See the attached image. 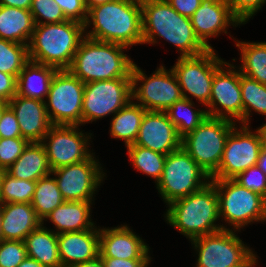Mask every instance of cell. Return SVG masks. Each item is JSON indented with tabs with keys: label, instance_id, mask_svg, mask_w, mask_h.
<instances>
[{
	"label": "cell",
	"instance_id": "52",
	"mask_svg": "<svg viewBox=\"0 0 266 267\" xmlns=\"http://www.w3.org/2000/svg\"><path fill=\"white\" fill-rule=\"evenodd\" d=\"M259 129H260V131L262 133V136H263V144H264V147L266 148V124H264L263 126H261Z\"/></svg>",
	"mask_w": 266,
	"mask_h": 267
},
{
	"label": "cell",
	"instance_id": "14",
	"mask_svg": "<svg viewBox=\"0 0 266 267\" xmlns=\"http://www.w3.org/2000/svg\"><path fill=\"white\" fill-rule=\"evenodd\" d=\"M131 78L93 81L85 84L82 103V124L116 114L132 99Z\"/></svg>",
	"mask_w": 266,
	"mask_h": 267
},
{
	"label": "cell",
	"instance_id": "23",
	"mask_svg": "<svg viewBox=\"0 0 266 267\" xmlns=\"http://www.w3.org/2000/svg\"><path fill=\"white\" fill-rule=\"evenodd\" d=\"M1 207L3 240L23 241L42 224L31 203H5Z\"/></svg>",
	"mask_w": 266,
	"mask_h": 267
},
{
	"label": "cell",
	"instance_id": "54",
	"mask_svg": "<svg viewBox=\"0 0 266 267\" xmlns=\"http://www.w3.org/2000/svg\"><path fill=\"white\" fill-rule=\"evenodd\" d=\"M1 223H2V207L0 203V242L3 240L2 231H1Z\"/></svg>",
	"mask_w": 266,
	"mask_h": 267
},
{
	"label": "cell",
	"instance_id": "28",
	"mask_svg": "<svg viewBox=\"0 0 266 267\" xmlns=\"http://www.w3.org/2000/svg\"><path fill=\"white\" fill-rule=\"evenodd\" d=\"M23 241L29 258L35 259L44 267H62L57 234L45 229L43 223L30 232Z\"/></svg>",
	"mask_w": 266,
	"mask_h": 267
},
{
	"label": "cell",
	"instance_id": "20",
	"mask_svg": "<svg viewBox=\"0 0 266 267\" xmlns=\"http://www.w3.org/2000/svg\"><path fill=\"white\" fill-rule=\"evenodd\" d=\"M8 105L16 115L21 137L30 143L42 142L48 130L53 126L48 117L45 102L16 94Z\"/></svg>",
	"mask_w": 266,
	"mask_h": 267
},
{
	"label": "cell",
	"instance_id": "22",
	"mask_svg": "<svg viewBox=\"0 0 266 267\" xmlns=\"http://www.w3.org/2000/svg\"><path fill=\"white\" fill-rule=\"evenodd\" d=\"M58 251L62 267H72L100 255L99 229L57 234Z\"/></svg>",
	"mask_w": 266,
	"mask_h": 267
},
{
	"label": "cell",
	"instance_id": "55",
	"mask_svg": "<svg viewBox=\"0 0 266 267\" xmlns=\"http://www.w3.org/2000/svg\"><path fill=\"white\" fill-rule=\"evenodd\" d=\"M6 170L0 168V190H1V185H2V180L5 175Z\"/></svg>",
	"mask_w": 266,
	"mask_h": 267
},
{
	"label": "cell",
	"instance_id": "51",
	"mask_svg": "<svg viewBox=\"0 0 266 267\" xmlns=\"http://www.w3.org/2000/svg\"><path fill=\"white\" fill-rule=\"evenodd\" d=\"M110 1H113V0H85V5L87 8V11H89L91 8L95 6H98V5H101V4L110 2Z\"/></svg>",
	"mask_w": 266,
	"mask_h": 267
},
{
	"label": "cell",
	"instance_id": "44",
	"mask_svg": "<svg viewBox=\"0 0 266 267\" xmlns=\"http://www.w3.org/2000/svg\"><path fill=\"white\" fill-rule=\"evenodd\" d=\"M17 94V78L0 71V101L9 102Z\"/></svg>",
	"mask_w": 266,
	"mask_h": 267
},
{
	"label": "cell",
	"instance_id": "53",
	"mask_svg": "<svg viewBox=\"0 0 266 267\" xmlns=\"http://www.w3.org/2000/svg\"><path fill=\"white\" fill-rule=\"evenodd\" d=\"M8 103L7 102H2L0 101V120H1V117H2V114L4 112V110L8 107Z\"/></svg>",
	"mask_w": 266,
	"mask_h": 267
},
{
	"label": "cell",
	"instance_id": "9",
	"mask_svg": "<svg viewBox=\"0 0 266 267\" xmlns=\"http://www.w3.org/2000/svg\"><path fill=\"white\" fill-rule=\"evenodd\" d=\"M198 251L196 267H254L256 256L231 230L191 240Z\"/></svg>",
	"mask_w": 266,
	"mask_h": 267
},
{
	"label": "cell",
	"instance_id": "10",
	"mask_svg": "<svg viewBox=\"0 0 266 267\" xmlns=\"http://www.w3.org/2000/svg\"><path fill=\"white\" fill-rule=\"evenodd\" d=\"M85 83L69 70H57L52 78L45 102L52 125L82 124V103ZM51 109V110H49Z\"/></svg>",
	"mask_w": 266,
	"mask_h": 267
},
{
	"label": "cell",
	"instance_id": "7",
	"mask_svg": "<svg viewBox=\"0 0 266 267\" xmlns=\"http://www.w3.org/2000/svg\"><path fill=\"white\" fill-rule=\"evenodd\" d=\"M216 188L219 214L236 229L254 221L266 220V199L241 186L234 179L210 181Z\"/></svg>",
	"mask_w": 266,
	"mask_h": 267
},
{
	"label": "cell",
	"instance_id": "3",
	"mask_svg": "<svg viewBox=\"0 0 266 267\" xmlns=\"http://www.w3.org/2000/svg\"><path fill=\"white\" fill-rule=\"evenodd\" d=\"M83 33L85 25L74 20L35 25L28 45L29 60L68 70L84 38Z\"/></svg>",
	"mask_w": 266,
	"mask_h": 267
},
{
	"label": "cell",
	"instance_id": "21",
	"mask_svg": "<svg viewBox=\"0 0 266 267\" xmlns=\"http://www.w3.org/2000/svg\"><path fill=\"white\" fill-rule=\"evenodd\" d=\"M99 249L101 257L151 259L149 247L126 225L99 229Z\"/></svg>",
	"mask_w": 266,
	"mask_h": 267
},
{
	"label": "cell",
	"instance_id": "48",
	"mask_svg": "<svg viewBox=\"0 0 266 267\" xmlns=\"http://www.w3.org/2000/svg\"><path fill=\"white\" fill-rule=\"evenodd\" d=\"M72 267H105L102 257L99 255L97 258L84 262V263H80L77 265H74Z\"/></svg>",
	"mask_w": 266,
	"mask_h": 267
},
{
	"label": "cell",
	"instance_id": "31",
	"mask_svg": "<svg viewBox=\"0 0 266 267\" xmlns=\"http://www.w3.org/2000/svg\"><path fill=\"white\" fill-rule=\"evenodd\" d=\"M236 46L241 50L240 72L266 85V43L239 42Z\"/></svg>",
	"mask_w": 266,
	"mask_h": 267
},
{
	"label": "cell",
	"instance_id": "41",
	"mask_svg": "<svg viewBox=\"0 0 266 267\" xmlns=\"http://www.w3.org/2000/svg\"><path fill=\"white\" fill-rule=\"evenodd\" d=\"M232 14L242 23L251 18L266 0H225Z\"/></svg>",
	"mask_w": 266,
	"mask_h": 267
},
{
	"label": "cell",
	"instance_id": "46",
	"mask_svg": "<svg viewBox=\"0 0 266 267\" xmlns=\"http://www.w3.org/2000/svg\"><path fill=\"white\" fill-rule=\"evenodd\" d=\"M179 14L191 17L201 5V0H166Z\"/></svg>",
	"mask_w": 266,
	"mask_h": 267
},
{
	"label": "cell",
	"instance_id": "38",
	"mask_svg": "<svg viewBox=\"0 0 266 267\" xmlns=\"http://www.w3.org/2000/svg\"><path fill=\"white\" fill-rule=\"evenodd\" d=\"M26 257L24 241L2 240L0 242V267H18Z\"/></svg>",
	"mask_w": 266,
	"mask_h": 267
},
{
	"label": "cell",
	"instance_id": "17",
	"mask_svg": "<svg viewBox=\"0 0 266 267\" xmlns=\"http://www.w3.org/2000/svg\"><path fill=\"white\" fill-rule=\"evenodd\" d=\"M226 65L230 67L229 70H223V66H221L215 72L211 87L210 101L206 105L210 108L207 110V115L231 121L237 119L243 123L240 71L233 70L235 66L227 62ZM231 68L233 69L231 70ZM217 105H220V108L225 111L223 112Z\"/></svg>",
	"mask_w": 266,
	"mask_h": 267
},
{
	"label": "cell",
	"instance_id": "11",
	"mask_svg": "<svg viewBox=\"0 0 266 267\" xmlns=\"http://www.w3.org/2000/svg\"><path fill=\"white\" fill-rule=\"evenodd\" d=\"M138 81L142 85L137 88ZM132 99H137L147 111L166 112L176 101L183 98L177 77L172 69L165 70L160 66L153 75L147 78L145 73L134 64L131 72Z\"/></svg>",
	"mask_w": 266,
	"mask_h": 267
},
{
	"label": "cell",
	"instance_id": "43",
	"mask_svg": "<svg viewBox=\"0 0 266 267\" xmlns=\"http://www.w3.org/2000/svg\"><path fill=\"white\" fill-rule=\"evenodd\" d=\"M0 138H22L14 111L8 106L0 120Z\"/></svg>",
	"mask_w": 266,
	"mask_h": 267
},
{
	"label": "cell",
	"instance_id": "39",
	"mask_svg": "<svg viewBox=\"0 0 266 267\" xmlns=\"http://www.w3.org/2000/svg\"><path fill=\"white\" fill-rule=\"evenodd\" d=\"M29 143L25 138H0V168L13 165Z\"/></svg>",
	"mask_w": 266,
	"mask_h": 267
},
{
	"label": "cell",
	"instance_id": "42",
	"mask_svg": "<svg viewBox=\"0 0 266 267\" xmlns=\"http://www.w3.org/2000/svg\"><path fill=\"white\" fill-rule=\"evenodd\" d=\"M62 9L68 20L78 21L85 25L88 11L85 0H54Z\"/></svg>",
	"mask_w": 266,
	"mask_h": 267
},
{
	"label": "cell",
	"instance_id": "37",
	"mask_svg": "<svg viewBox=\"0 0 266 267\" xmlns=\"http://www.w3.org/2000/svg\"><path fill=\"white\" fill-rule=\"evenodd\" d=\"M30 12L35 25L60 23L68 20L61 7L54 0H32ZM39 17L47 21H41Z\"/></svg>",
	"mask_w": 266,
	"mask_h": 267
},
{
	"label": "cell",
	"instance_id": "34",
	"mask_svg": "<svg viewBox=\"0 0 266 267\" xmlns=\"http://www.w3.org/2000/svg\"><path fill=\"white\" fill-rule=\"evenodd\" d=\"M127 149L133 166L153 177L158 183L162 177L166 155L134 144L127 146Z\"/></svg>",
	"mask_w": 266,
	"mask_h": 267
},
{
	"label": "cell",
	"instance_id": "15",
	"mask_svg": "<svg viewBox=\"0 0 266 267\" xmlns=\"http://www.w3.org/2000/svg\"><path fill=\"white\" fill-rule=\"evenodd\" d=\"M98 163L92 153L85 161L52 170L65 201H93L94 191L104 178Z\"/></svg>",
	"mask_w": 266,
	"mask_h": 267
},
{
	"label": "cell",
	"instance_id": "19",
	"mask_svg": "<svg viewBox=\"0 0 266 267\" xmlns=\"http://www.w3.org/2000/svg\"><path fill=\"white\" fill-rule=\"evenodd\" d=\"M195 35L208 49H213L207 38L227 33L226 28L232 23L238 26L241 22L232 14L225 0H201V5L190 17Z\"/></svg>",
	"mask_w": 266,
	"mask_h": 267
},
{
	"label": "cell",
	"instance_id": "2",
	"mask_svg": "<svg viewBox=\"0 0 266 267\" xmlns=\"http://www.w3.org/2000/svg\"><path fill=\"white\" fill-rule=\"evenodd\" d=\"M91 22L93 30L85 34L90 39L126 47L143 44L140 0H113L95 6L88 11L85 29Z\"/></svg>",
	"mask_w": 266,
	"mask_h": 267
},
{
	"label": "cell",
	"instance_id": "5",
	"mask_svg": "<svg viewBox=\"0 0 266 267\" xmlns=\"http://www.w3.org/2000/svg\"><path fill=\"white\" fill-rule=\"evenodd\" d=\"M168 205L166 221L189 240L228 230L223 224H214L220 214L218 195L211 182L201 190L176 199Z\"/></svg>",
	"mask_w": 266,
	"mask_h": 267
},
{
	"label": "cell",
	"instance_id": "33",
	"mask_svg": "<svg viewBox=\"0 0 266 267\" xmlns=\"http://www.w3.org/2000/svg\"><path fill=\"white\" fill-rule=\"evenodd\" d=\"M240 87L243 103V124L247 125L252 109L259 114L266 115V85L240 72Z\"/></svg>",
	"mask_w": 266,
	"mask_h": 267
},
{
	"label": "cell",
	"instance_id": "25",
	"mask_svg": "<svg viewBox=\"0 0 266 267\" xmlns=\"http://www.w3.org/2000/svg\"><path fill=\"white\" fill-rule=\"evenodd\" d=\"M6 172L14 178L31 181L51 175L52 169L42 142L29 143Z\"/></svg>",
	"mask_w": 266,
	"mask_h": 267
},
{
	"label": "cell",
	"instance_id": "35",
	"mask_svg": "<svg viewBox=\"0 0 266 267\" xmlns=\"http://www.w3.org/2000/svg\"><path fill=\"white\" fill-rule=\"evenodd\" d=\"M29 61L28 45L0 38V71L18 77Z\"/></svg>",
	"mask_w": 266,
	"mask_h": 267
},
{
	"label": "cell",
	"instance_id": "45",
	"mask_svg": "<svg viewBox=\"0 0 266 267\" xmlns=\"http://www.w3.org/2000/svg\"><path fill=\"white\" fill-rule=\"evenodd\" d=\"M105 267H147L151 259H122L102 257Z\"/></svg>",
	"mask_w": 266,
	"mask_h": 267
},
{
	"label": "cell",
	"instance_id": "49",
	"mask_svg": "<svg viewBox=\"0 0 266 267\" xmlns=\"http://www.w3.org/2000/svg\"><path fill=\"white\" fill-rule=\"evenodd\" d=\"M259 169L266 175V148L263 147L257 162Z\"/></svg>",
	"mask_w": 266,
	"mask_h": 267
},
{
	"label": "cell",
	"instance_id": "13",
	"mask_svg": "<svg viewBox=\"0 0 266 267\" xmlns=\"http://www.w3.org/2000/svg\"><path fill=\"white\" fill-rule=\"evenodd\" d=\"M214 49H208L205 53L179 57L172 70L180 85L183 98L189 99L188 94L196 97L200 103L207 105L210 101L211 87L215 72L226 62L219 59Z\"/></svg>",
	"mask_w": 266,
	"mask_h": 267
},
{
	"label": "cell",
	"instance_id": "40",
	"mask_svg": "<svg viewBox=\"0 0 266 267\" xmlns=\"http://www.w3.org/2000/svg\"><path fill=\"white\" fill-rule=\"evenodd\" d=\"M234 180L241 186L260 194L266 199V175L257 165L246 169Z\"/></svg>",
	"mask_w": 266,
	"mask_h": 267
},
{
	"label": "cell",
	"instance_id": "6",
	"mask_svg": "<svg viewBox=\"0 0 266 267\" xmlns=\"http://www.w3.org/2000/svg\"><path fill=\"white\" fill-rule=\"evenodd\" d=\"M234 127L231 120L208 116L182 138L181 147L211 177L218 170L227 137Z\"/></svg>",
	"mask_w": 266,
	"mask_h": 267
},
{
	"label": "cell",
	"instance_id": "47",
	"mask_svg": "<svg viewBox=\"0 0 266 267\" xmlns=\"http://www.w3.org/2000/svg\"><path fill=\"white\" fill-rule=\"evenodd\" d=\"M32 0H0V5L30 10Z\"/></svg>",
	"mask_w": 266,
	"mask_h": 267
},
{
	"label": "cell",
	"instance_id": "29",
	"mask_svg": "<svg viewBox=\"0 0 266 267\" xmlns=\"http://www.w3.org/2000/svg\"><path fill=\"white\" fill-rule=\"evenodd\" d=\"M146 111L147 110L139 104L130 101L114 114L111 122L110 134L114 138L123 139L126 147L134 144Z\"/></svg>",
	"mask_w": 266,
	"mask_h": 267
},
{
	"label": "cell",
	"instance_id": "36",
	"mask_svg": "<svg viewBox=\"0 0 266 267\" xmlns=\"http://www.w3.org/2000/svg\"><path fill=\"white\" fill-rule=\"evenodd\" d=\"M36 181L20 180L5 172L0 190V203H31Z\"/></svg>",
	"mask_w": 266,
	"mask_h": 267
},
{
	"label": "cell",
	"instance_id": "30",
	"mask_svg": "<svg viewBox=\"0 0 266 267\" xmlns=\"http://www.w3.org/2000/svg\"><path fill=\"white\" fill-rule=\"evenodd\" d=\"M63 202H65V200L61 195L55 178H50V175H47L36 181L31 204L42 223L45 218Z\"/></svg>",
	"mask_w": 266,
	"mask_h": 267
},
{
	"label": "cell",
	"instance_id": "26",
	"mask_svg": "<svg viewBox=\"0 0 266 267\" xmlns=\"http://www.w3.org/2000/svg\"><path fill=\"white\" fill-rule=\"evenodd\" d=\"M86 201H65L55 208L45 219L55 225L56 234L85 231L92 229L94 223L90 219V204Z\"/></svg>",
	"mask_w": 266,
	"mask_h": 267
},
{
	"label": "cell",
	"instance_id": "24",
	"mask_svg": "<svg viewBox=\"0 0 266 267\" xmlns=\"http://www.w3.org/2000/svg\"><path fill=\"white\" fill-rule=\"evenodd\" d=\"M57 69L52 66L28 61L17 77V94L46 102L52 78ZM39 86H38V85Z\"/></svg>",
	"mask_w": 266,
	"mask_h": 267
},
{
	"label": "cell",
	"instance_id": "16",
	"mask_svg": "<svg viewBox=\"0 0 266 267\" xmlns=\"http://www.w3.org/2000/svg\"><path fill=\"white\" fill-rule=\"evenodd\" d=\"M78 127L53 125L44 136L42 144L52 170L80 163L92 155L87 148L90 138L87 135L85 137L82 131L79 132Z\"/></svg>",
	"mask_w": 266,
	"mask_h": 267
},
{
	"label": "cell",
	"instance_id": "12",
	"mask_svg": "<svg viewBox=\"0 0 266 267\" xmlns=\"http://www.w3.org/2000/svg\"><path fill=\"white\" fill-rule=\"evenodd\" d=\"M236 128L229 133L218 170L210 180L234 179L246 169L257 165L264 147L260 129L252 133L248 125H243L240 131Z\"/></svg>",
	"mask_w": 266,
	"mask_h": 267
},
{
	"label": "cell",
	"instance_id": "18",
	"mask_svg": "<svg viewBox=\"0 0 266 267\" xmlns=\"http://www.w3.org/2000/svg\"><path fill=\"white\" fill-rule=\"evenodd\" d=\"M181 141L166 112L146 111L134 145L168 155L181 147Z\"/></svg>",
	"mask_w": 266,
	"mask_h": 267
},
{
	"label": "cell",
	"instance_id": "32",
	"mask_svg": "<svg viewBox=\"0 0 266 267\" xmlns=\"http://www.w3.org/2000/svg\"><path fill=\"white\" fill-rule=\"evenodd\" d=\"M193 104L191 99L182 98L166 110L181 139L194 131L208 117L207 111L192 109Z\"/></svg>",
	"mask_w": 266,
	"mask_h": 267
},
{
	"label": "cell",
	"instance_id": "50",
	"mask_svg": "<svg viewBox=\"0 0 266 267\" xmlns=\"http://www.w3.org/2000/svg\"><path fill=\"white\" fill-rule=\"evenodd\" d=\"M18 267H44L41 263L28 256L18 265Z\"/></svg>",
	"mask_w": 266,
	"mask_h": 267
},
{
	"label": "cell",
	"instance_id": "1",
	"mask_svg": "<svg viewBox=\"0 0 266 267\" xmlns=\"http://www.w3.org/2000/svg\"><path fill=\"white\" fill-rule=\"evenodd\" d=\"M143 44L156 43V35L174 44L180 57L205 53L206 48L195 35L191 19L179 14L166 0H140Z\"/></svg>",
	"mask_w": 266,
	"mask_h": 267
},
{
	"label": "cell",
	"instance_id": "4",
	"mask_svg": "<svg viewBox=\"0 0 266 267\" xmlns=\"http://www.w3.org/2000/svg\"><path fill=\"white\" fill-rule=\"evenodd\" d=\"M128 47L84 37L68 69L83 83L131 78L133 61L123 53Z\"/></svg>",
	"mask_w": 266,
	"mask_h": 267
},
{
	"label": "cell",
	"instance_id": "8",
	"mask_svg": "<svg viewBox=\"0 0 266 267\" xmlns=\"http://www.w3.org/2000/svg\"><path fill=\"white\" fill-rule=\"evenodd\" d=\"M209 179L210 176L180 147L166 155L162 177L156 185L163 200L169 204L201 190L210 183Z\"/></svg>",
	"mask_w": 266,
	"mask_h": 267
},
{
	"label": "cell",
	"instance_id": "27",
	"mask_svg": "<svg viewBox=\"0 0 266 267\" xmlns=\"http://www.w3.org/2000/svg\"><path fill=\"white\" fill-rule=\"evenodd\" d=\"M34 27L30 10L0 5V38L29 45Z\"/></svg>",
	"mask_w": 266,
	"mask_h": 267
}]
</instances>
